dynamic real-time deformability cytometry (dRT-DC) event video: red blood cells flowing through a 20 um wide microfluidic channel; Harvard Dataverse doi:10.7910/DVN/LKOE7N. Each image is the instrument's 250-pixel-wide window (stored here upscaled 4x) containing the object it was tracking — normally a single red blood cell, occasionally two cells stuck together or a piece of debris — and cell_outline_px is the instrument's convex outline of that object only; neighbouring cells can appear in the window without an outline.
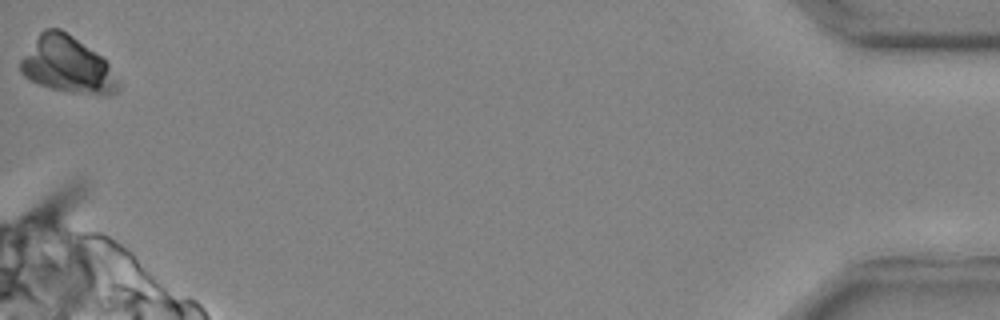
{"species": "common noctule bat (a hibernating species)", "species_latin": "Nyctalus noctula", "temperature_condition": "cold", "stored_images_in_passage": 39, "camera_frame_rate_fps": 3000, "um_per_image_px": 0.085, "animal": {"sex": "male", "body_mass_g": 20.4}, "frame": {"image": 1, "passage_image": 39, "time_ms": 12.667, "image_size_px": [1000, 320], "cell_outline_px": [[120, 88], [116, 92], [108, 96], [100, 96], [72, 92], [48, 88], [24, 76], [20, 72], [20, 60], [40, 32], [44, 28], [60, 28], [72, 36], [100, 56], [108, 64], [120, 84]], "centroid_in_image_um": [5.73, 5.54], "position_along_channel_um": 429.5, "area_um2": 31.85}}